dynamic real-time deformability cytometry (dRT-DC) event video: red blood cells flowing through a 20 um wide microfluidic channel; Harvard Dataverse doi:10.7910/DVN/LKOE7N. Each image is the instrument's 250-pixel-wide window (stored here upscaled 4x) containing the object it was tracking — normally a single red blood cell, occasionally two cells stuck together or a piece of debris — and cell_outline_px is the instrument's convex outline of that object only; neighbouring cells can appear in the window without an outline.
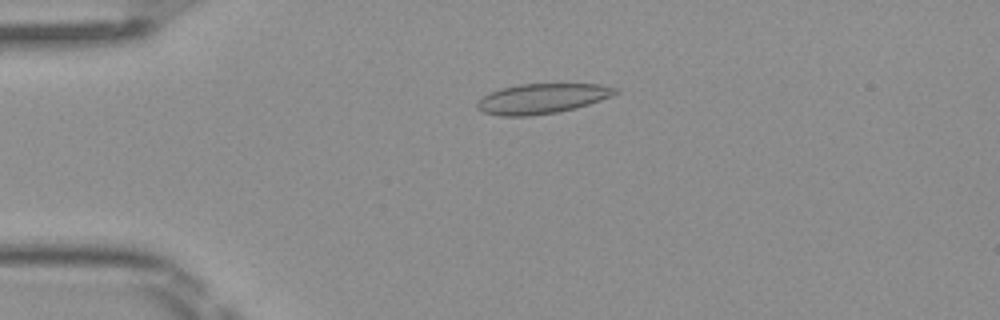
{"species": "Egyptian fruit bat (a non-hibernating species)", "species_latin": "Rousettus aegyptiacus", "temperature_condition": "room temperature", "stored_images_in_passage": 50, "camera_frame_rate_fps": 3000, "um_per_image_px": 0.085, "frame": {"image": 1, "passage_image": 12, "time_ms": 3.667, "image_size_px": [1000, 320], "cell_outline_px": [[620, 92], [600, 100], [576, 108], [556, 112], [528, 116], [496, 116], [484, 112], [476, 108], [476, 104], [488, 92], [500, 88], [520, 84], [600, 84], [616, 88]], "centroid_in_image_um": [46.04, 8.38], "position_along_channel_um": 39.0, "area_um2": 24.1}}
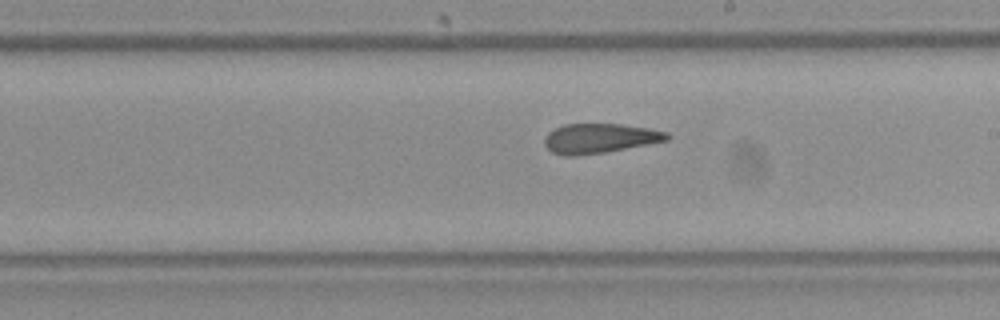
{"frame": {"image": 2, "passage_image": 29, "time_ms": 9.333, "image_size_px": [1000, 320], "cell_outline_px": [[672, 136], [668, 140], [604, 152], [576, 156], [564, 156], [552, 152], [544, 144], [544, 140], [548, 132], [564, 124], [620, 124], [648, 128], [668, 132]], "centroid_in_image_um": [50.97, 11.76], "position_along_channel_um": 238.0, "area_um2": 21.04}}
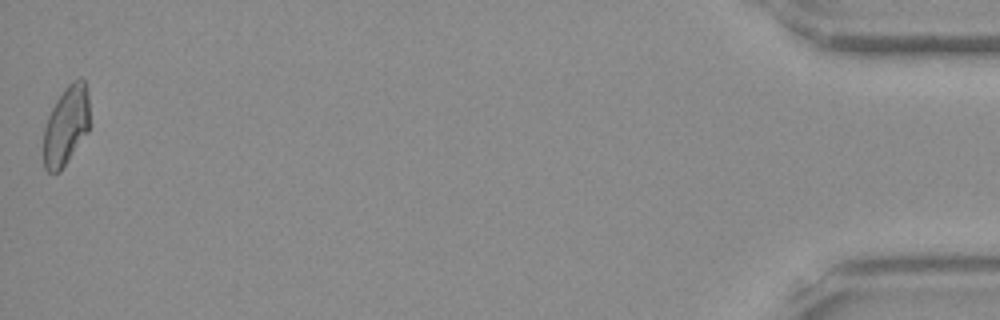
{"frame": {"image": 3, "passage_image": 50, "time_ms": 16.333, "image_size_px": [1000, 320], "cell_outline_px": [[88, 132], [60, 172], [48, 172], [44, 168], [44, 128], [48, 116], [56, 100], [64, 88], [72, 80], [80, 76], [84, 80], [88, 92]], "centroid_in_image_um": [5.62, 10.66], "position_along_channel_um": 429.6, "area_um2": 21.27}, "authors_computed_cell_mechanics": {"area_um2": 22.2819, "velocity_mm_per_s": 4.0787, "shape_relaxation_time_tau1_ms": null, "shape_relaxation_time_tau2_ms": 1.9306, "deformation_change_tau1": null, "deformation_change_tau2": 0.1101}}